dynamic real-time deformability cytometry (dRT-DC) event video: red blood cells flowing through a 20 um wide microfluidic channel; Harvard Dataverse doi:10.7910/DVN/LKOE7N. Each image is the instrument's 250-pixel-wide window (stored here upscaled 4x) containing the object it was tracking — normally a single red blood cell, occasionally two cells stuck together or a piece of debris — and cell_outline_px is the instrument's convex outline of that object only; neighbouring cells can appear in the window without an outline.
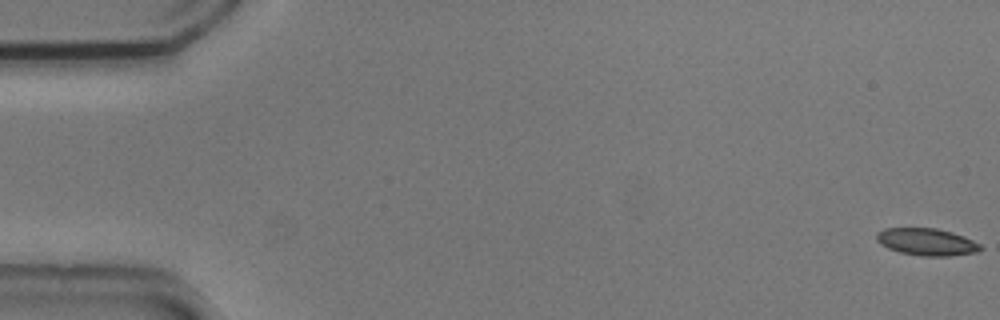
{"species": "common noctule bat (a hibernating species)", "species_latin": "Nyctalus noctula", "temperature_condition": "cold", "stored_images_in_passage": 5, "camera_frame_rate_fps": 3000, "um_per_image_px": 0.085, "animal": {"sex": "male", "body_mass_g": 20.5, "forearm_length_mm": 52.5}, "frame": {"image": 1, "passage_image": 1, "time_ms": 0.0, "image_size_px": [1000, 320], "cell_outline_px": [[984, 248], [976, 252], [948, 256], [920, 256], [900, 252], [888, 248], [880, 244], [876, 240], [876, 232], [884, 228], [936, 228], [952, 232], [964, 236], [980, 244]], "centroid_in_image_um": [78.75, 20.56], "position_along_channel_um": 6.2, "area_um2": 16.53}}
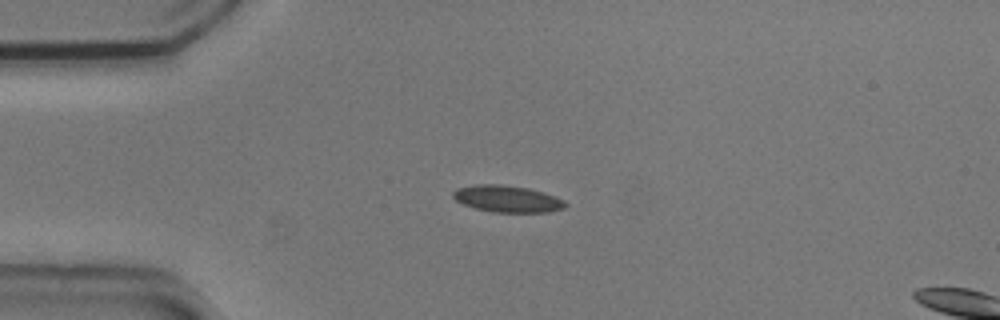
{"frame": {"image": 2, "passage_image": 4, "time_ms": 1.0, "image_size_px": [1000, 320], "cell_outline_px": [[568, 204], [564, 208], [548, 212], [492, 212], [476, 208], [464, 204], [456, 200], [452, 196], [452, 192], [456, 188], [476, 184], [500, 184], [528, 188], [544, 192], [556, 196], [564, 200]], "centroid_in_image_um": [43.13, 16.89], "position_along_channel_um": 41.9, "area_um2": 17.57}}